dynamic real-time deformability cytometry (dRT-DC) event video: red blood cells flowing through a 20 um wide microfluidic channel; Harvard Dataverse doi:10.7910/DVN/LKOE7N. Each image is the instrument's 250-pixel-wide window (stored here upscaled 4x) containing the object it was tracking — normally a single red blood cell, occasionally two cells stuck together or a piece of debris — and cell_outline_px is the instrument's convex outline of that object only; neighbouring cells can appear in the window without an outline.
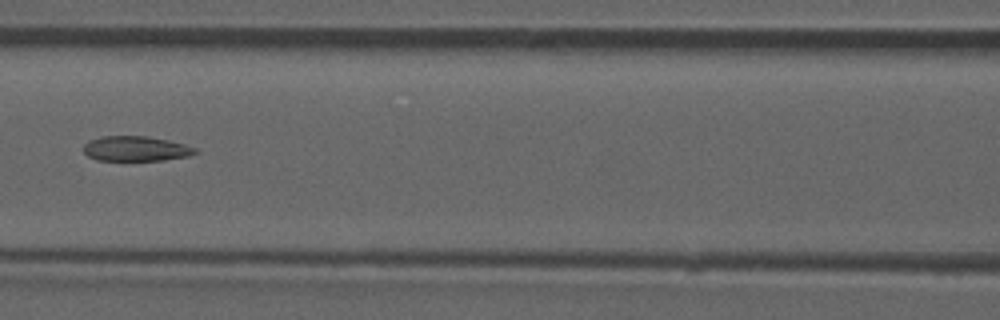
{"species": "common noctule bat (a hibernating species)", "species_latin": "Nyctalus noctula", "temperature_condition": "room temperature", "stored_images_in_passage": 7, "camera_frame_rate_fps": 3000, "um_per_image_px": 0.085, "animal": {"sex": "male", "forearm_length_mm": 52.5}, "frame": {"image": 1, "passage_image": 7, "time_ms": 7.0, "image_size_px": [1000, 320], "cell_outline_px": [[200, 152], [188, 156], [164, 160], [96, 160], [88, 156], [84, 152], [84, 144], [88, 140], [100, 136], [148, 136], [168, 140], [184, 144], [196, 148]], "centroid_in_image_um": [11.55, 12.63], "position_along_channel_um": 155.1, "area_um2": 16.36}}